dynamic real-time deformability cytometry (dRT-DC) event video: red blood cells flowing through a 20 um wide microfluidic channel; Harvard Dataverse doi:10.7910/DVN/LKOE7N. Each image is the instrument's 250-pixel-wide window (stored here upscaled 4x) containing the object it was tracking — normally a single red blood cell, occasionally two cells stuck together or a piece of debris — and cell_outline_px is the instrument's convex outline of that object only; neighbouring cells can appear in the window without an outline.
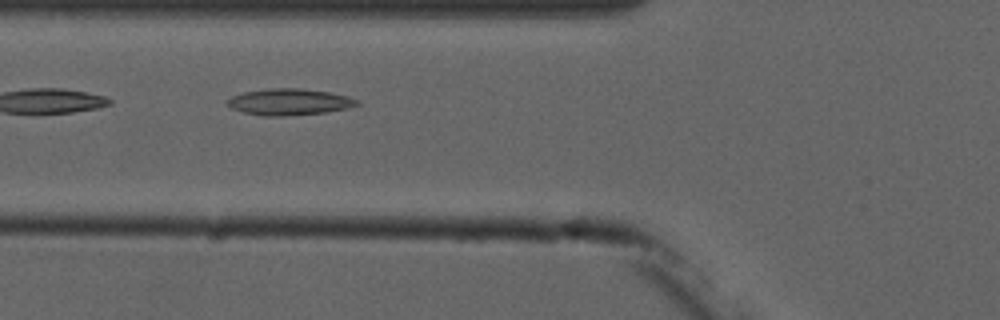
{"species": "common noctule bat (a hibernating species)", "species_latin": "Nyctalus noctula", "temperature_condition": "cold", "stored_images_in_passage": 10, "camera_frame_rate_fps": 3000, "um_per_image_px": 0.085, "animal": {"sex": "male", "forearm_length_mm": 52.5}, "frame": {"image": 1, "passage_image": 5, "time_ms": 5.667, "image_size_px": [1000, 320], "cell_outline_px": [[360, 104], [348, 108], [324, 112], [280, 116], [264, 116], [244, 112], [232, 108], [228, 104], [228, 100], [232, 96], [244, 92], [268, 88], [300, 88], [328, 92], [348, 96], [360, 100]], "centroid_in_image_um": [24.62, 8.65], "position_along_channel_um": 101.2, "area_um2": 19.77}}
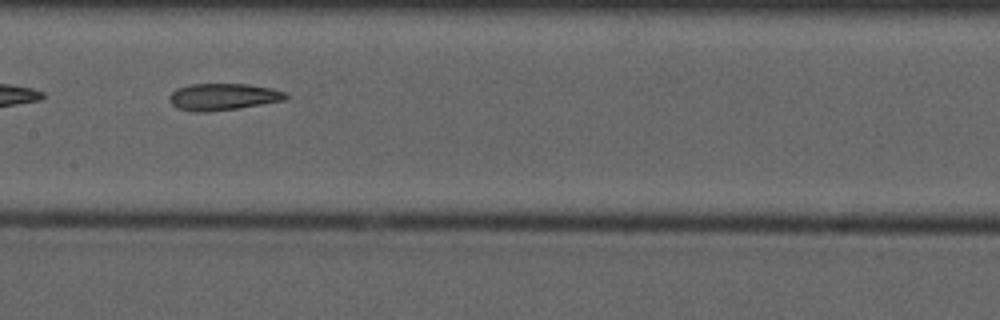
{"frame": {"image": 2, "passage_image": 7, "time_ms": 8.0, "image_size_px": [1000, 320], "cell_outline_px": [[288, 96], [284, 100], [236, 108], [204, 112], [192, 112], [176, 108], [168, 100], [168, 96], [176, 88], [192, 84], [248, 84], [272, 88], [284, 92]], "centroid_in_image_um": [18.89, 8.22], "position_along_channel_um": 188.5, "area_um2": 18.09}}
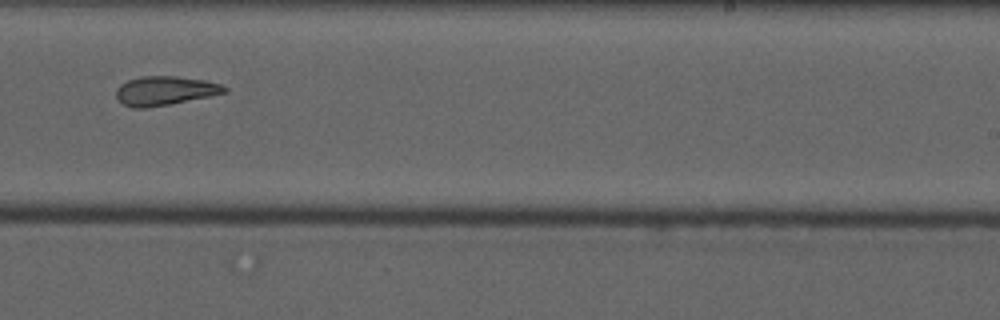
{"frame": {"image": 3, "passage_image": 9, "time_ms": 10.333, "image_size_px": [1000, 320], "cell_outline_px": [[228, 92], [212, 96], [168, 104], [144, 108], [132, 108], [124, 104], [116, 96], [116, 88], [120, 84], [128, 80], [140, 76], [176, 76], [204, 80], [220, 84], [228, 88]], "centroid_in_image_um": [14.03, 7.7], "position_along_channel_um": 275.0, "area_um2": 18.32}}